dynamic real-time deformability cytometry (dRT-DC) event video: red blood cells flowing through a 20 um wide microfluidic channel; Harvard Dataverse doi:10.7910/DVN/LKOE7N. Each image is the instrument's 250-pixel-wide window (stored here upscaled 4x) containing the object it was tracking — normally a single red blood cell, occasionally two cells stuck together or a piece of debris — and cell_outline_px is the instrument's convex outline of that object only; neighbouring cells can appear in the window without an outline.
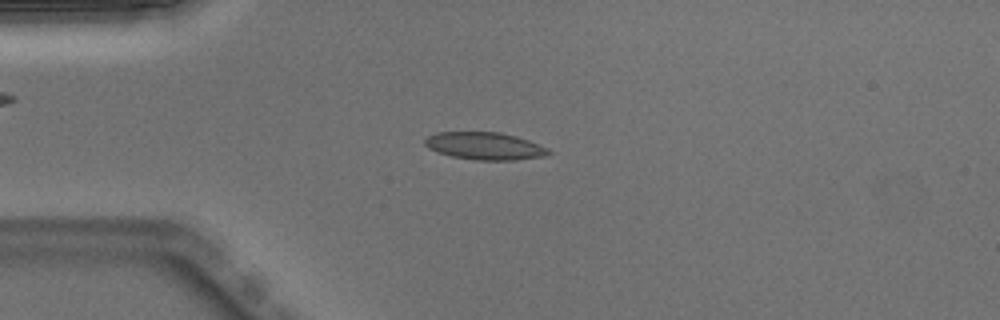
{"species": "Egyptian fruit bat (a non-hibernating species)", "species_latin": "Rousettus aegyptiacus", "temperature_condition": "warm", "stored_images_in_passage": 49, "camera_frame_rate_fps": 3000, "um_per_image_px": 0.085, "animal": {"sex": "male"}, "frame": {"image": 1, "passage_image": 12, "time_ms": 3.667, "image_size_px": [1000, 320], "cell_outline_px": [[552, 152], [548, 156], [516, 160], [476, 160], [452, 156], [428, 148], [424, 144], [424, 140], [428, 136], [436, 132], [500, 132], [516, 136], [528, 140], [548, 148]], "centroid_in_image_um": [41.24, 12.41], "position_along_channel_um": 43.8, "area_um2": 19.83}}
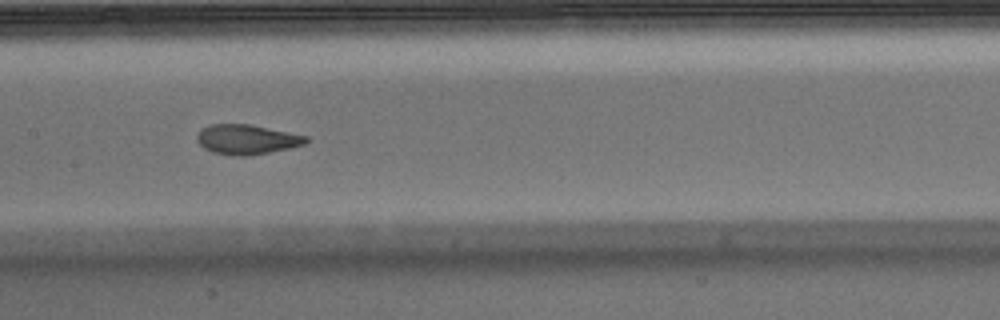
{"frame": {"image": 2, "passage_image": 24, "time_ms": 7.667, "image_size_px": [1000, 320], "cell_outline_px": [[312, 140], [304, 144], [288, 148], [248, 156], [232, 156], [212, 152], [204, 148], [196, 140], [196, 136], [208, 124], [248, 124], [308, 136]], "centroid_in_image_um": [20.98, 11.86], "position_along_channel_um": 186.4, "area_um2": 18.84}}
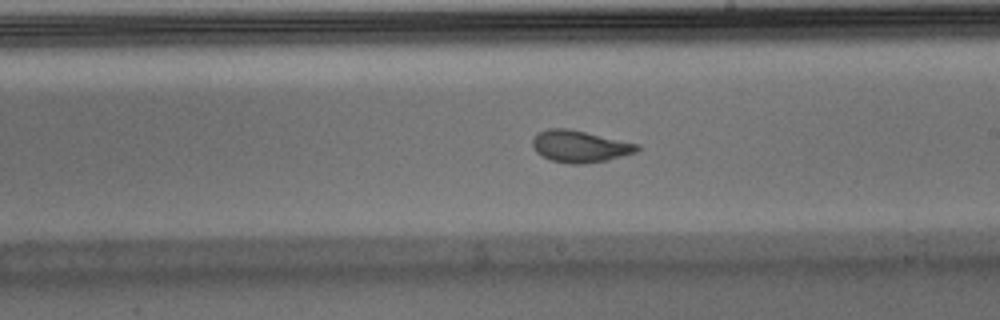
{"frame": {"image": 3, "passage_image": 28, "time_ms": 9.0, "image_size_px": [1000, 320], "cell_outline_px": [[640, 148], [636, 152], [608, 160], [580, 164], [568, 164], [552, 160], [536, 152], [532, 144], [532, 140], [536, 132], [548, 128], [568, 128], [640, 144]], "centroid_in_image_um": [49.28, 12.43], "position_along_channel_um": 239.7, "area_um2": 19.48}, "authors_computed_cell_mechanics": {"area_um2": 19.4786, "velocity_mm_per_s": 4.0125, "shape_relaxation_time_tau1_ms": 5.1298, "shape_relaxation_time_tau2_ms": 0.6515, "deformation_change_tau1": 0.19, "deformation_change_tau2": 0.0629}}